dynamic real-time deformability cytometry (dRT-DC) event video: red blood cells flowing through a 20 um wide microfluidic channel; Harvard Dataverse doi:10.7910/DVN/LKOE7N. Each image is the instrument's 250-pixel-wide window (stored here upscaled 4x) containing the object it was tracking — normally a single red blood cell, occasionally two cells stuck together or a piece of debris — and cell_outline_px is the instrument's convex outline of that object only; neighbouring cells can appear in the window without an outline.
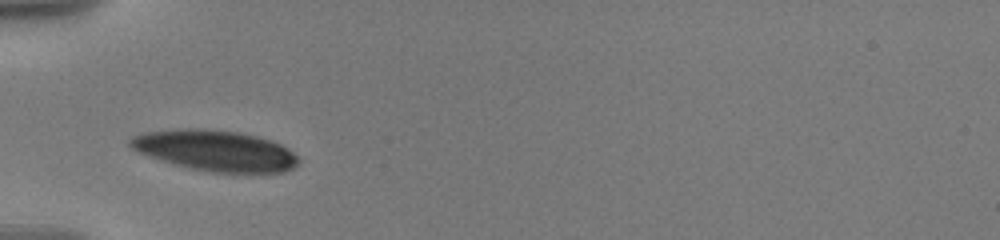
{"species": "human", "species_latin": "Homo sapiens", "temperature_condition": "warm", "stored_images_in_passage": 3, "camera_frame_rate_fps": 3000, "um_per_image_px": 0.085, "donor": {"sex": "male"}, "frame": {"image": 1, "passage_image": 1, "time_ms": 0.0, "image_size_px": [1000, 240], "cell_outline_px": [[300, 164], [284, 172], [212, 172], [192, 168], [176, 164], [140, 152], [132, 148], [128, 144], [128, 140], [132, 136], [144, 132], [176, 128], [196, 128], [240, 132], [272, 140], [288, 148], [300, 160]], "centroid_in_image_um": [18.32, 12.78], "position_along_channel_um": 66.7, "area_um2": 39.71}}
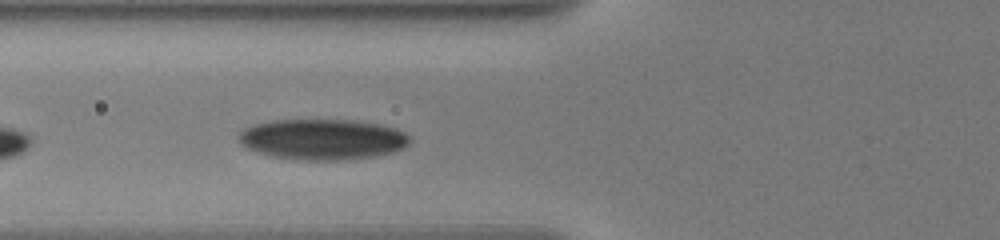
{"frame": {"image": 2, "passage_image": 3, "time_ms": 1.0, "image_size_px": [1000, 240], "cell_outline_px": [[408, 144], [404, 148], [392, 152], [376, 156], [344, 160], [296, 160], [272, 156], [248, 148], [240, 144], [240, 132], [244, 128], [256, 124], [272, 120], [352, 120], [380, 124], [396, 128], [404, 132], [408, 136]], "centroid_in_image_um": [27.43, 11.84], "position_along_channel_um": 98.4, "area_um2": 40.46}}